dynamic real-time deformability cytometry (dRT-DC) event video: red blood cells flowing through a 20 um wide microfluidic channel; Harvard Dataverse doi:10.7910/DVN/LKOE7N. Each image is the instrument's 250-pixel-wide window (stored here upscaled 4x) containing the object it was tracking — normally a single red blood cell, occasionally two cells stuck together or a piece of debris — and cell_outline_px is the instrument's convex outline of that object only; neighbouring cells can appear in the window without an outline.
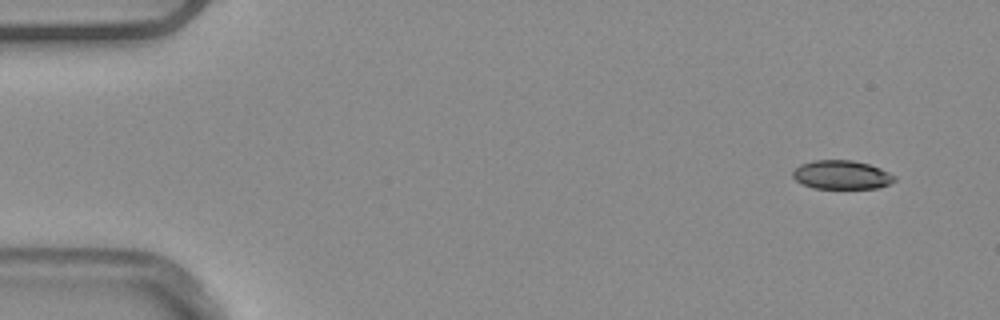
{"species": "common noctule bat (a hibernating species)", "species_latin": "Nyctalus noctula", "temperature_condition": "warm", "stored_images_in_passage": 50, "camera_frame_rate_fps": 3000, "um_per_image_px": 0.085, "animal": {"sex": "male", "body_mass_g": 20.4}, "frame": {"image": 1, "passage_image": 1, "time_ms": 0.0, "image_size_px": [1000, 320], "cell_outline_px": [[896, 180], [880, 188], [812, 188], [796, 180], [792, 176], [792, 172], [800, 164], [812, 160], [852, 160], [868, 164], [880, 168], [896, 176]], "centroid_in_image_um": [71.54, 14.85], "position_along_channel_um": 13.5, "area_um2": 17.05}}
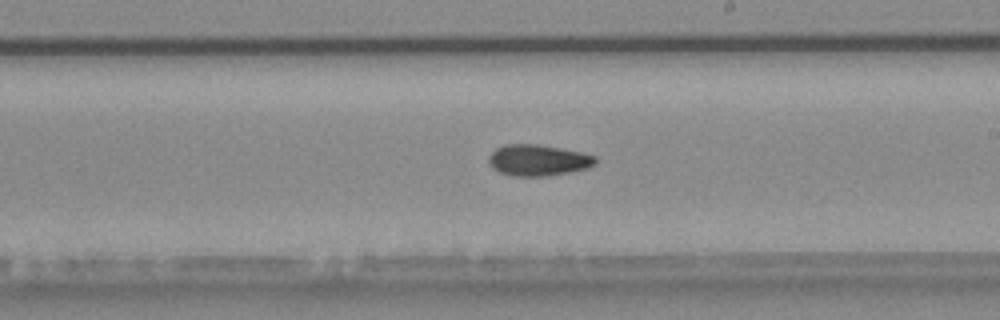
{"frame": {"image": 2, "passage_image": 28, "time_ms": 9.0, "image_size_px": [1000, 320], "cell_outline_px": [[596, 164], [588, 168], [568, 172], [544, 176], [512, 176], [500, 172], [492, 168], [488, 160], [488, 156], [496, 148], [504, 144], [536, 144], [560, 148], [580, 152], [596, 156]], "centroid_in_image_um": [45.72, 13.61], "position_along_channel_um": 243.3, "area_um2": 19.36}}
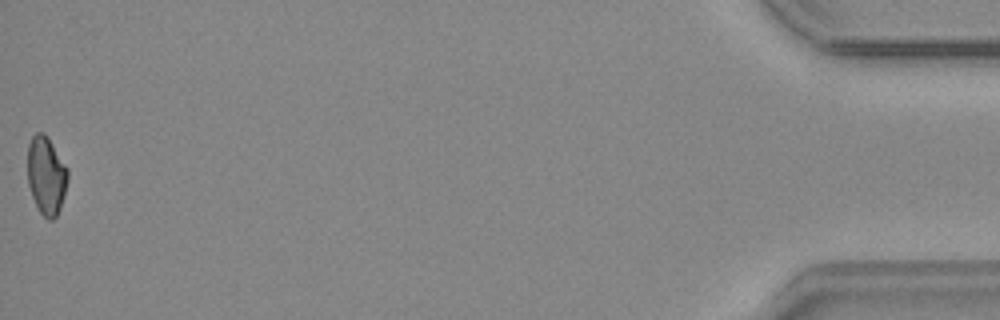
{"frame": {"image": 3, "passage_image": 50, "time_ms": 16.333, "image_size_px": [1000, 320], "cell_outline_px": [[68, 180], [64, 196], [60, 208], [56, 216], [52, 220], [48, 220], [40, 212], [32, 196], [28, 184], [28, 144], [32, 136], [36, 132], [44, 132], [48, 136], [68, 168]], "centroid_in_image_um": [3.94, 14.89], "position_along_channel_um": 431.3, "area_um2": 18.44}, "authors_computed_cell_mechanics": {"area_um2": 18.8139, "velocity_mm_per_s": 3.901, "shape_relaxation_time_tau1_ms": 7.7275, "shape_relaxation_time_tau2_ms": 5.6762, "deformation_change_tau1": 0.1336, "deformation_change_tau2": 0.1077}}